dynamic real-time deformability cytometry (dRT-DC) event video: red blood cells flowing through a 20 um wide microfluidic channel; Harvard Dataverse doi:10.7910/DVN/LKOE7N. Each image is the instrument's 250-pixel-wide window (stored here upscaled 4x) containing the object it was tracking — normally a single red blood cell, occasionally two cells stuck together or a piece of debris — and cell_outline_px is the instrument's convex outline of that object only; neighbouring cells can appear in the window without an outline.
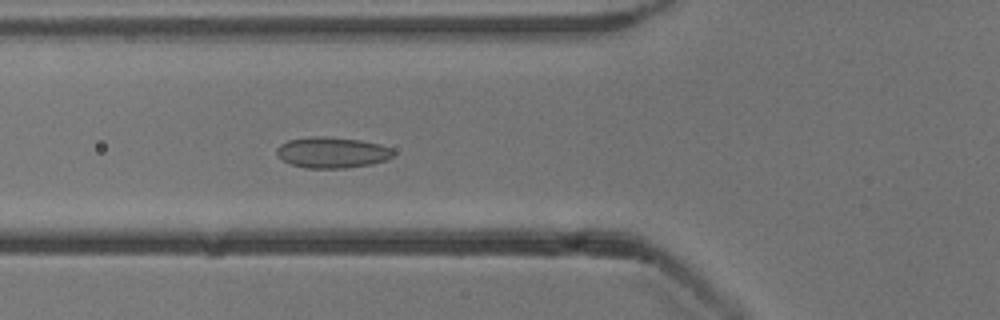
{"species": "common noctule bat (a hibernating species)", "species_latin": "Nyctalus noctula", "temperature_condition": "cold", "stored_images_in_passage": 29, "camera_frame_rate_fps": 3000, "um_per_image_px": 0.085, "animal": {"sex": "male", "body_mass_g": 13.3}, "frame": {"image": 1, "passage_image": 11, "time_ms": 3.333, "image_size_px": [1000, 320], "cell_outline_px": [[396, 152], [388, 160], [372, 164], [344, 168], [304, 168], [292, 164], [284, 160], [276, 152], [276, 148], [280, 144], [288, 140], [312, 136], [328, 136], [360, 140], [380, 144], [392, 148]], "centroid_in_image_um": [28.27, 12.95], "position_along_channel_um": 97.5, "area_um2": 21.15}}
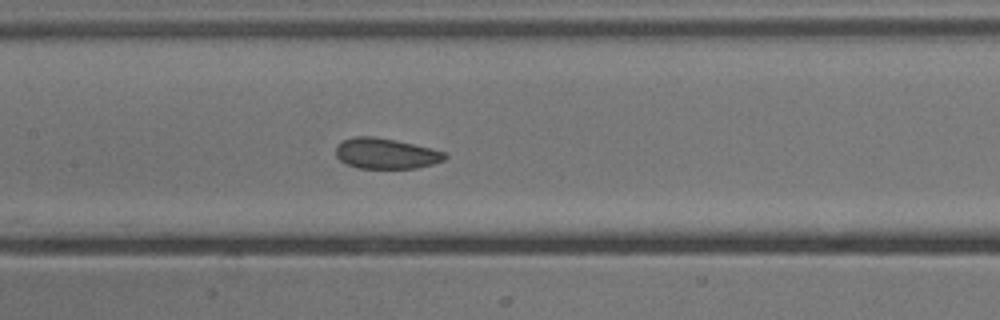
{"frame": {"image": 2, "passage_image": 17, "time_ms": 5.333, "image_size_px": [1000, 320], "cell_outline_px": [[448, 156], [444, 160], [432, 164], [416, 168], [356, 168], [344, 164], [336, 156], [336, 148], [344, 140], [356, 136], [372, 136], [396, 140], [444, 152]], "centroid_in_image_um": [32.77, 13.06], "position_along_channel_um": 174.6, "area_um2": 19.25}}
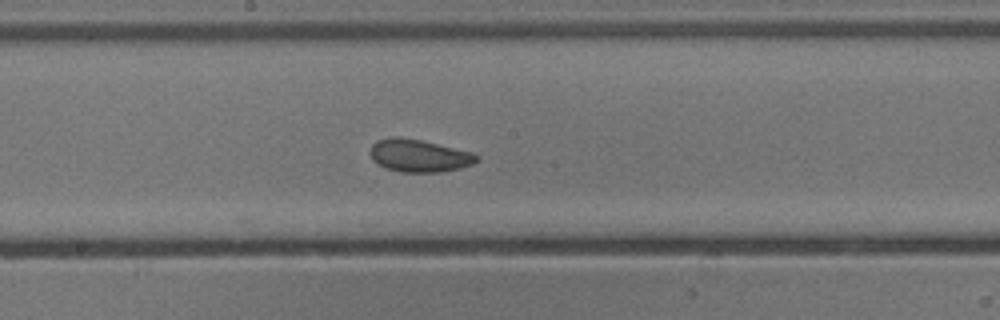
{"frame": {"image": 3, "passage_image": 20, "time_ms": 6.333, "image_size_px": [1000, 320], "cell_outline_px": [[480, 160], [472, 164], [460, 168], [440, 172], [400, 172], [384, 168], [376, 164], [372, 160], [372, 144], [376, 140], [392, 136], [396, 136], [420, 140], [472, 152], [480, 156]], "centroid_in_image_um": [35.62, 13.24], "position_along_channel_um": 212.6, "area_um2": 20.29}}